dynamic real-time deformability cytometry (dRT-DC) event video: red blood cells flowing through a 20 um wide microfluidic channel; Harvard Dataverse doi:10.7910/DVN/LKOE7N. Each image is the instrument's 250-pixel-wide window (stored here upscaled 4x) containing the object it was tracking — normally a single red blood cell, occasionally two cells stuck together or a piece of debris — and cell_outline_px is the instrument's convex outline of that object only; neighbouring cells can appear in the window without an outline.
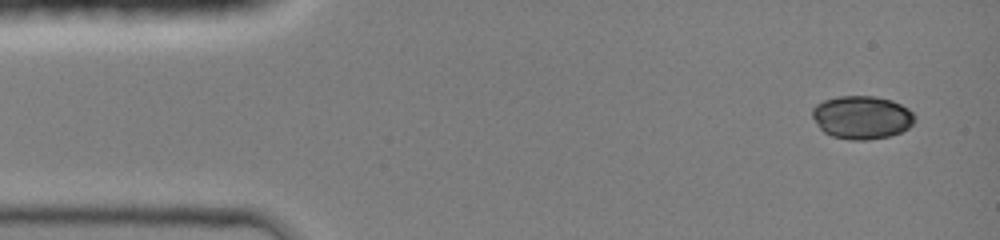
{"species": "common noctule bat (a hibernating species)", "species_latin": "Nyctalus noctula", "temperature_condition": "room temperature", "stored_images_in_passage": 7, "camera_frame_rate_fps": 3000, "um_per_image_px": 0.085, "animal": {"sex": "female", "body_mass_g": 19.0, "forearm_length_mm": 51.5}, "frame": {"image": 1, "passage_image": 1, "time_ms": 0.0, "image_size_px": [1000, 240], "cell_outline_px": [[916, 116], [912, 124], [908, 128], [900, 132], [888, 136], [868, 140], [848, 140], [832, 136], [824, 132], [820, 128], [812, 116], [812, 108], [816, 104], [824, 100], [840, 96], [876, 96], [892, 100], [908, 108]], "centroid_in_image_um": [73.25, 9.97], "position_along_channel_um": 11.7, "area_um2": 25.84}}
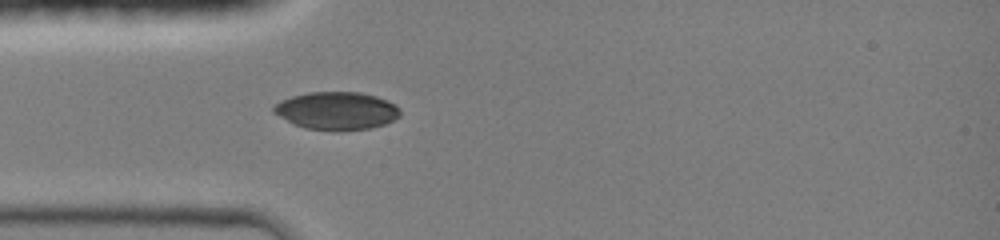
{"frame": {"image": 2, "passage_image": 7, "time_ms": 3.333, "image_size_px": [1000, 240], "cell_outline_px": [[400, 116], [384, 124], [368, 128], [336, 132], [304, 128], [272, 112], [272, 108], [280, 100], [292, 96], [308, 92], [360, 92], [376, 96], [396, 104], [400, 108]], "centroid_in_image_um": [28.62, 9.42], "position_along_channel_um": 56.4, "area_um2": 27.98}}